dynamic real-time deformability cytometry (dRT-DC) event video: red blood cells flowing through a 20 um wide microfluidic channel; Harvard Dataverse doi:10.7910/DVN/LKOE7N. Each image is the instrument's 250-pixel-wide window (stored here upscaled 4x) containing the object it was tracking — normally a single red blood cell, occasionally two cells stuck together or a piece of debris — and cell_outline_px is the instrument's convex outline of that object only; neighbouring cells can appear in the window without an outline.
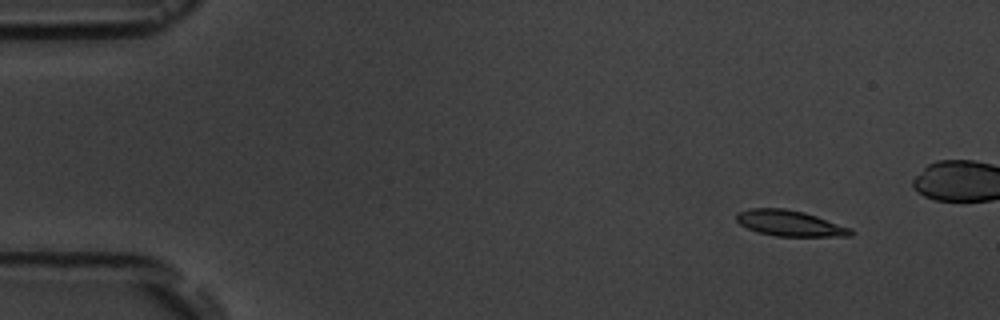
{"species": "common noctule bat (a hibernating species)", "species_latin": "Nyctalus noctula", "temperature_condition": "room temperature", "stored_images_in_passage": 7, "camera_frame_rate_fps": 3000, "um_per_image_px": 0.085, "animal": {"sex": "male", "body_mass_g": 19.5, "forearm_length_mm": 54.6}, "frame": {"image": 1, "passage_image": 1, "time_ms": 0.0, "image_size_px": [1000, 320], "cell_outline_px": [[856, 232], [852, 236], [776, 236], [756, 232], [740, 224], [736, 220], [736, 212], [748, 208], [784, 208], [804, 212], [852, 228]], "centroid_in_image_um": [67.13, 18.97], "position_along_channel_um": 17.9, "area_um2": 17.34}}
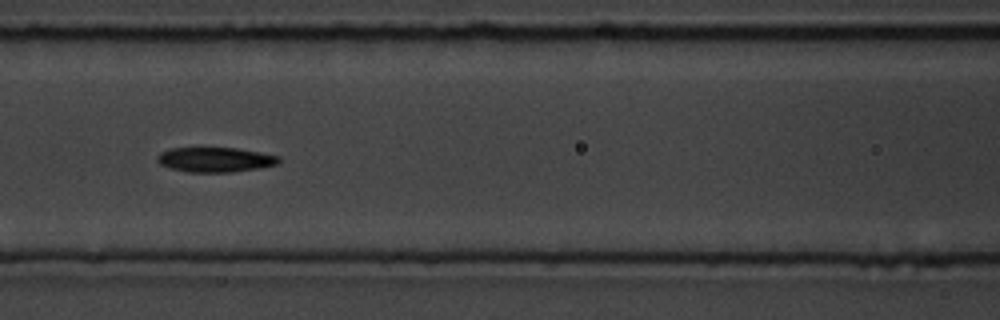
{"frame": {"image": 2, "passage_image": 6, "time_ms": 6.333, "image_size_px": [1000, 320], "cell_outline_px": [[280, 164], [260, 168], [232, 172], [188, 172], [168, 168], [160, 164], [156, 160], [156, 156], [160, 152], [168, 148], [200, 144], [236, 148], [260, 152], [280, 156]], "centroid_in_image_um": [18.22, 13.51], "position_along_channel_um": 148.4, "area_um2": 18.79}}
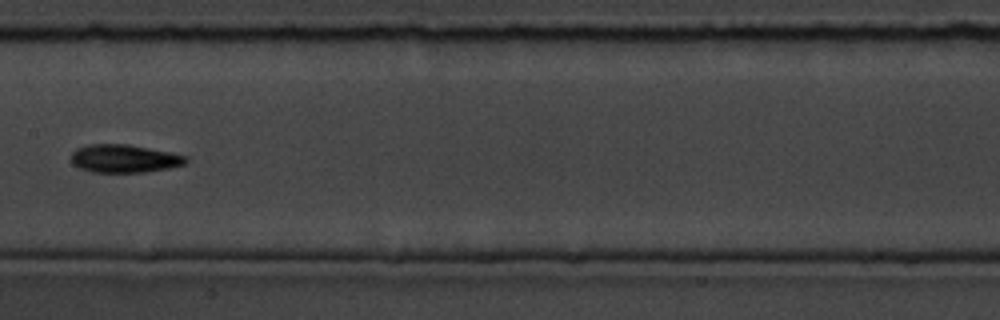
{"frame": {"image": 3, "passage_image": 7, "time_ms": 7.667, "image_size_px": [1000, 320], "cell_outline_px": [[188, 160], [184, 164], [168, 168], [144, 172], [92, 172], [80, 168], [72, 164], [72, 152], [76, 148], [88, 144], [128, 144], [188, 156]], "centroid_in_image_um": [10.54, 13.47], "position_along_channel_um": 196.9, "area_um2": 18.67}}